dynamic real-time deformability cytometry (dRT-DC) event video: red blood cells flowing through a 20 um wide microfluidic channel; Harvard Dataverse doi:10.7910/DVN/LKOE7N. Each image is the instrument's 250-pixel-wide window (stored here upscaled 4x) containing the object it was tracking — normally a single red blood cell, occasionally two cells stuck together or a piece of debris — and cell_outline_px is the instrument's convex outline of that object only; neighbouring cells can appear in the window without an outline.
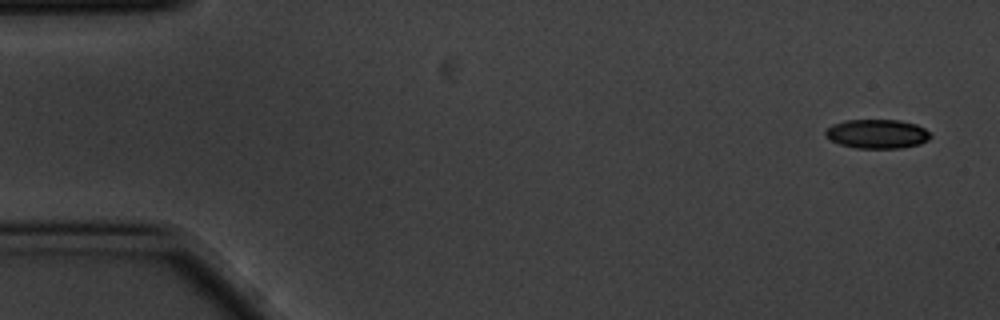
{"species": "common noctule bat (a hibernating species)", "species_latin": "Nyctalus noctula", "temperature_condition": "cold", "stored_images_in_passage": 5, "camera_frame_rate_fps": 3000, "um_per_image_px": 0.085, "animal": {"sex": "male", "body_mass_g": 20.1, "forearm_length_mm": 53.5}, "frame": {"image": 1, "passage_image": 1, "time_ms": 0.0, "image_size_px": [1000, 320], "cell_outline_px": [[932, 136], [928, 140], [920, 144], [900, 148], [856, 148], [840, 144], [824, 136], [824, 132], [832, 124], [844, 120], [900, 120], [916, 124], [932, 132]], "centroid_in_image_um": [74.58, 11.37], "position_along_channel_um": 10.4, "area_um2": 17.98}}
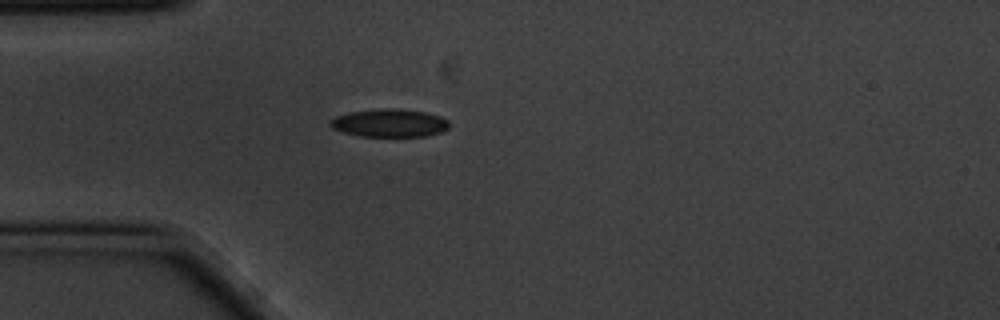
{"frame": {"image": 2, "passage_image": 4, "time_ms": 1.0, "image_size_px": [1000, 320], "cell_outline_px": [[448, 128], [444, 132], [424, 136], [360, 136], [344, 132], [332, 128], [328, 124], [328, 120], [336, 116], [348, 112], [384, 108], [396, 108], [424, 112], [440, 116], [448, 120]], "centroid_in_image_um": [33.09, 10.45], "position_along_channel_um": 51.9, "area_um2": 19.48}}